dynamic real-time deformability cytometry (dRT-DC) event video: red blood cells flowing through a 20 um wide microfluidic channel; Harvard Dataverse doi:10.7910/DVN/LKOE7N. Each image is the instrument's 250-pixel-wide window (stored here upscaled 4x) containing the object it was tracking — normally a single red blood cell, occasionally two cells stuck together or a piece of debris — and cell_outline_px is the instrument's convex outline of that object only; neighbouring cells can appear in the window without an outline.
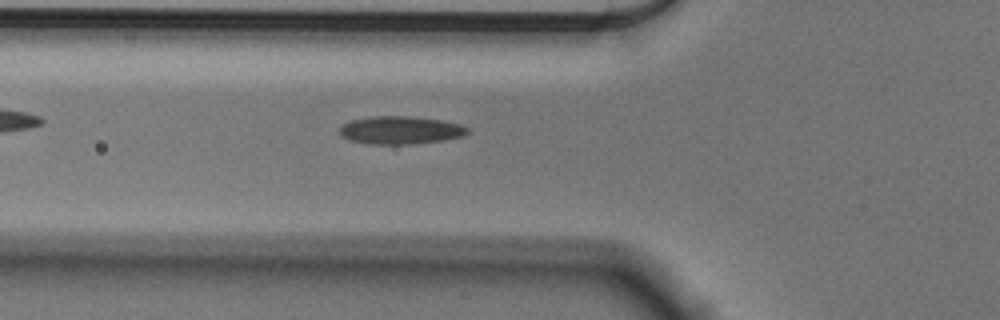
{"species": "Egyptian fruit bat (a non-hibernating species)", "species_latin": "Rousettus aegyptiacus", "temperature_condition": "cold", "stored_images_in_passage": 43, "camera_frame_rate_fps": 3000, "um_per_image_px": 0.085, "animal": {"sex": "male"}, "frame": {"image": 1, "passage_image": 8, "time_ms": 2.333, "image_size_px": [1000, 320], "cell_outline_px": [[472, 132], [464, 136], [444, 140], [412, 144], [372, 144], [348, 140], [340, 136], [340, 124], [352, 120], [368, 116], [408, 116], [440, 120], [460, 124], [468, 128]], "centroid_in_image_um": [34.03, 11.06], "position_along_channel_um": 91.8, "area_um2": 21.04}}
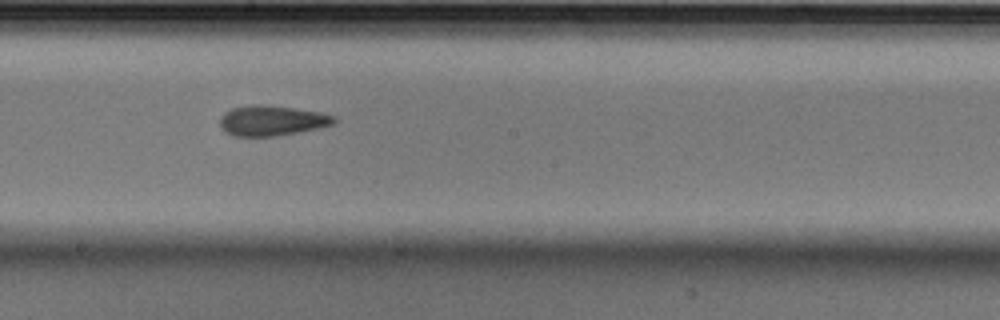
{"frame": {"image": 2, "passage_image": 19, "time_ms": 6.0, "image_size_px": [1000, 320], "cell_outline_px": [[340, 120], [336, 124], [320, 128], [276, 136], [232, 136], [224, 132], [220, 128], [220, 116], [224, 112], [232, 108], [256, 104], [264, 104], [320, 112], [336, 116]], "centroid_in_image_um": [23.13, 10.26], "position_along_channel_um": 225.1, "area_um2": 20.46}}
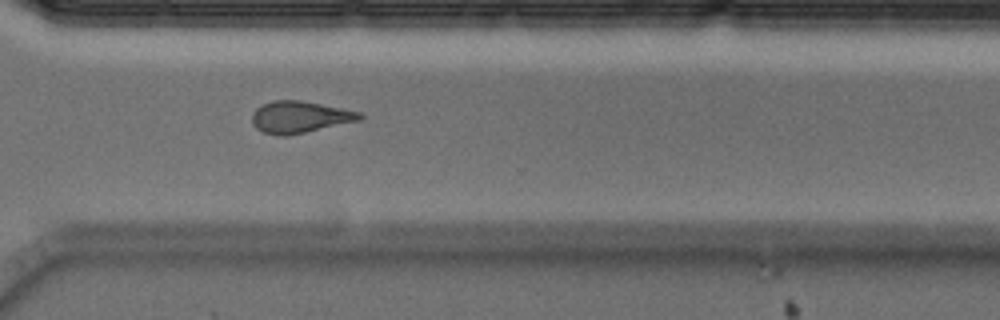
{"frame": {"image": 3, "passage_image": 29, "time_ms": 9.333, "image_size_px": [1000, 320], "cell_outline_px": [[364, 116], [360, 120], [304, 132], [284, 136], [276, 136], [264, 132], [256, 128], [252, 124], [252, 112], [256, 108], [272, 100], [300, 100], [360, 112]], "centroid_in_image_um": [25.43, 9.94], "position_along_channel_um": 345.2, "area_um2": 19.71}}